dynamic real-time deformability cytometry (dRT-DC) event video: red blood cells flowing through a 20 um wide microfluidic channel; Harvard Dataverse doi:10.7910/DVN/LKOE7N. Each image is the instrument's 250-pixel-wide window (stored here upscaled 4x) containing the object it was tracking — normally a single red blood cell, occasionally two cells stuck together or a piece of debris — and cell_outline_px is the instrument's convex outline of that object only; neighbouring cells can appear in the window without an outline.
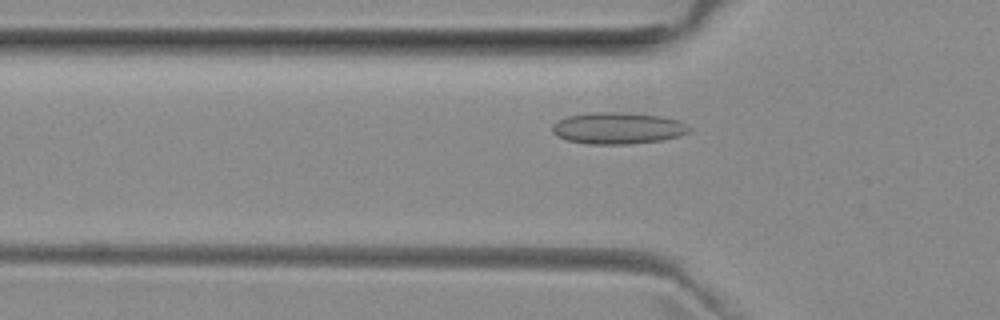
{"species": "common noctule bat (a hibernating species)", "species_latin": "Nyctalus noctula", "temperature_condition": "room temperature", "stored_images_in_passage": 49, "camera_frame_rate_fps": 3000, "um_per_image_px": 0.085, "animal": {"sex": "female", "body_mass_g": 29.2, "forearm_length_mm": 56.3}, "frame": {"image": 1, "passage_image": 14, "time_ms": 4.333, "image_size_px": [1000, 320], "cell_outline_px": [[692, 128], [688, 132], [680, 136], [660, 140], [632, 144], [584, 144], [568, 140], [556, 136], [552, 132], [552, 124], [556, 120], [568, 116], [592, 112], [620, 112], [664, 116], [680, 120]], "centroid_in_image_um": [52.51, 10.89], "position_along_channel_um": 73.3, "area_um2": 25.55}}
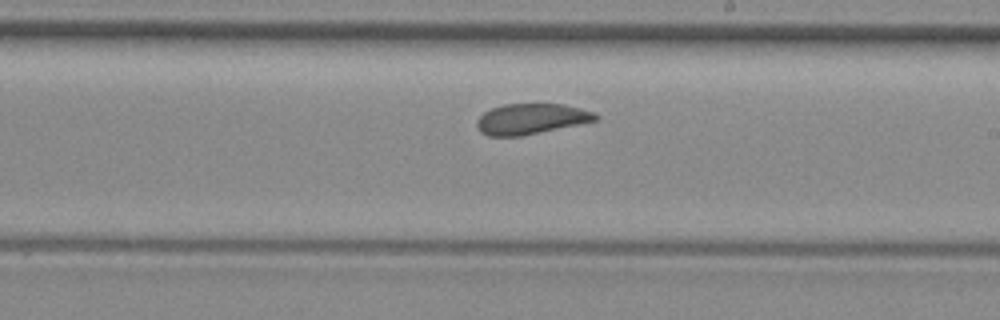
{"frame": {"image": 2, "passage_image": 27, "time_ms": 8.667, "image_size_px": [1000, 320], "cell_outline_px": [[600, 116], [596, 120], [524, 136], [488, 136], [480, 132], [476, 124], [476, 120], [484, 112], [492, 108], [504, 104], [564, 104], [596, 112]], "centroid_in_image_um": [45.14, 10.11], "position_along_channel_um": 243.9, "area_um2": 21.21}}
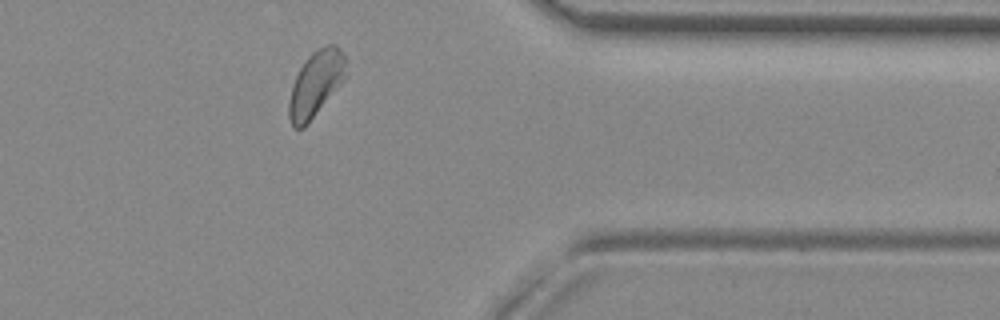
{"frame": {"image": 3, "passage_image": 39, "time_ms": 12.667, "image_size_px": [1000, 320], "cell_outline_px": [[348, 76], [308, 124], [304, 128], [292, 128], [288, 116], [288, 100], [292, 84], [304, 60], [312, 52], [328, 44], [336, 44], [340, 48], [344, 56]], "centroid_in_image_um": [26.84, 7.14], "position_along_channel_um": 384.6, "area_um2": 22.2}, "authors_computed_cell_mechanics": {"area_um2": 22.4264, "velocity_mm_per_s": 3.9279, "shape_relaxation_time_tau1_ms": null, "shape_relaxation_time_tau2_ms": 0.923, "deformation_change_tau1": null, "deformation_change_tau2": 0.0624}}